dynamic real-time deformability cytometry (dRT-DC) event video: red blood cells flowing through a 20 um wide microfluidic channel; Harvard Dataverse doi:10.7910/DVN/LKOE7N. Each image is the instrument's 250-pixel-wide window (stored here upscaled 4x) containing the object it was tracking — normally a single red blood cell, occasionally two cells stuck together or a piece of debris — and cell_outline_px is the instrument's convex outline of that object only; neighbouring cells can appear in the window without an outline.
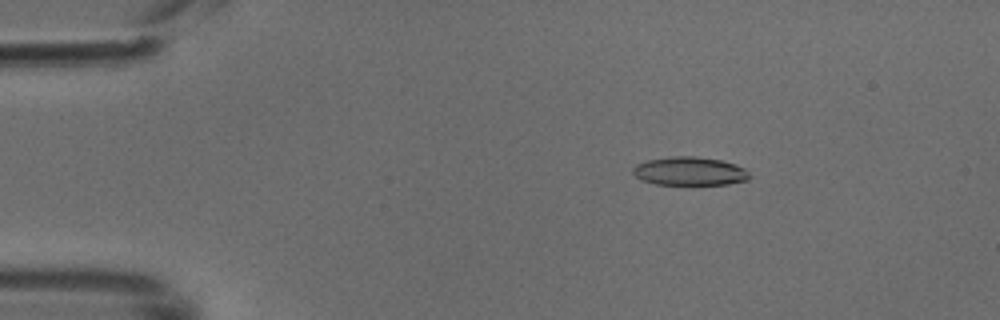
{"species": "common noctule bat (a hibernating species)", "species_latin": "Nyctalus noctula", "temperature_condition": "cold", "stored_images_in_passage": 49, "camera_frame_rate_fps": 3000, "um_per_image_px": 0.085, "animal": {"sex": "male", "body_mass_g": 18.8}, "frame": {"image": 1, "passage_image": 8, "time_ms": 2.333, "image_size_px": [1000, 320], "cell_outline_px": [[752, 176], [748, 180], [728, 184], [656, 184], [640, 180], [632, 172], [632, 168], [636, 164], [648, 160], [672, 156], [696, 156], [720, 160], [736, 164], [744, 168]], "centroid_in_image_um": [58.63, 14.55], "position_along_channel_um": 26.4, "area_um2": 19.42}}
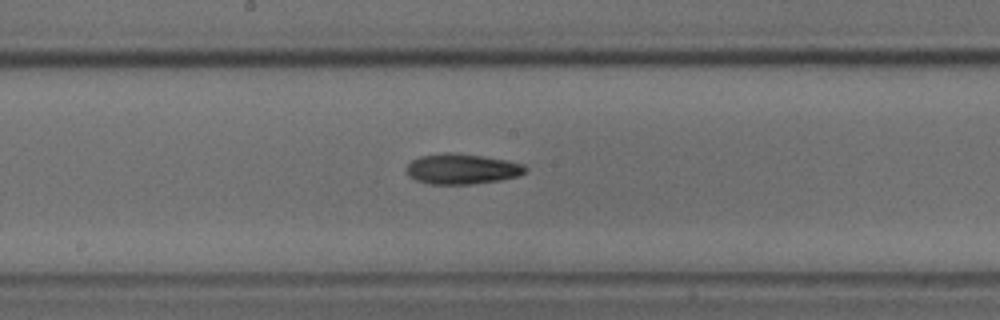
{"frame": {"image": 2, "passage_image": 26, "time_ms": 8.333, "image_size_px": [1000, 320], "cell_outline_px": [[528, 168], [520, 176], [500, 180], [472, 184], [428, 184], [416, 180], [408, 176], [408, 164], [412, 160], [420, 156], [444, 152], [452, 152], [484, 156], [508, 160], [524, 164]], "centroid_in_image_um": [39.29, 14.35], "position_along_channel_um": 208.9, "area_um2": 21.21}}
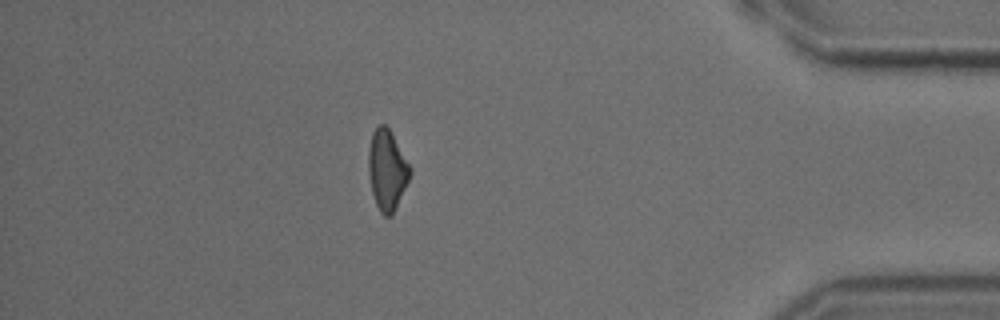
{"frame": {"image": 3, "passage_image": 43, "time_ms": 14.0, "image_size_px": [1000, 320], "cell_outline_px": [[412, 172], [392, 216], [384, 216], [380, 212], [376, 204], [372, 192], [368, 172], [368, 148], [372, 132], [380, 124], [384, 124], [388, 128], [412, 168]], "centroid_in_image_um": [32.89, 14.45], "position_along_channel_um": 402.3, "area_um2": 19.36}}